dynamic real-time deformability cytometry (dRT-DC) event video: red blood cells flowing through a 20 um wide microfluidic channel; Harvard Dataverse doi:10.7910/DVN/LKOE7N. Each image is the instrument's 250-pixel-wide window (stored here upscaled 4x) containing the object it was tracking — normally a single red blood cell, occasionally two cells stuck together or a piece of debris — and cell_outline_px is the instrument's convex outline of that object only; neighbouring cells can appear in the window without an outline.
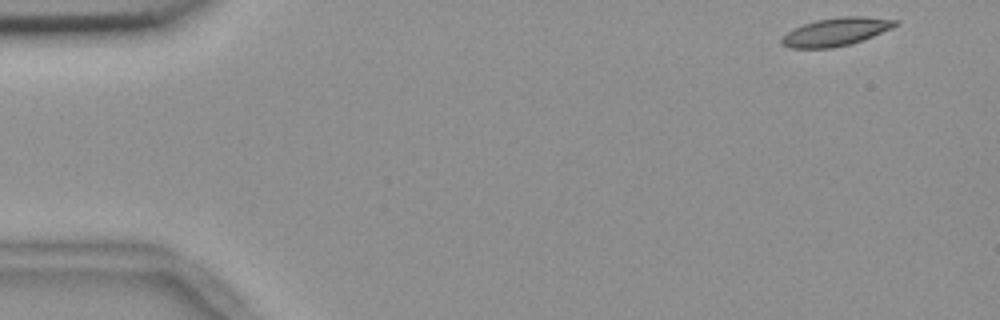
{"species": "common noctule bat (a hibernating species)", "species_latin": "Nyctalus noctula", "temperature_condition": "room temperature", "stored_images_in_passage": 52, "camera_frame_rate_fps": 3000, "um_per_image_px": 0.085, "animal": {"sex": "female", "body_mass_g": 18.4}, "frame": {"image": 1, "passage_image": 1, "time_ms": 0.0, "image_size_px": [1000, 320], "cell_outline_px": [[900, 24], [892, 28], [852, 44], [832, 48], [788, 48], [780, 44], [780, 40], [788, 32], [804, 24], [816, 20], [840, 16], [864, 16], [900, 20]], "centroid_in_image_um": [71.09, 2.7], "position_along_channel_um": 13.9, "area_um2": 18.67}}
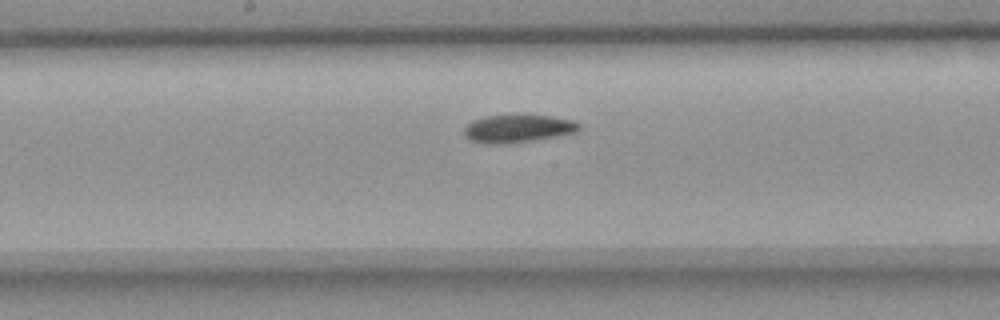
{"frame": {"image": 2, "passage_image": 26, "time_ms": 8.333, "image_size_px": [1000, 320], "cell_outline_px": [[580, 128], [576, 132], [556, 136], [532, 140], [504, 144], [488, 144], [472, 140], [464, 136], [464, 128], [472, 120], [484, 116], [552, 116], [572, 120], [580, 124]], "centroid_in_image_um": [44.0, 10.94], "position_along_channel_um": 204.2, "area_um2": 18.32}}
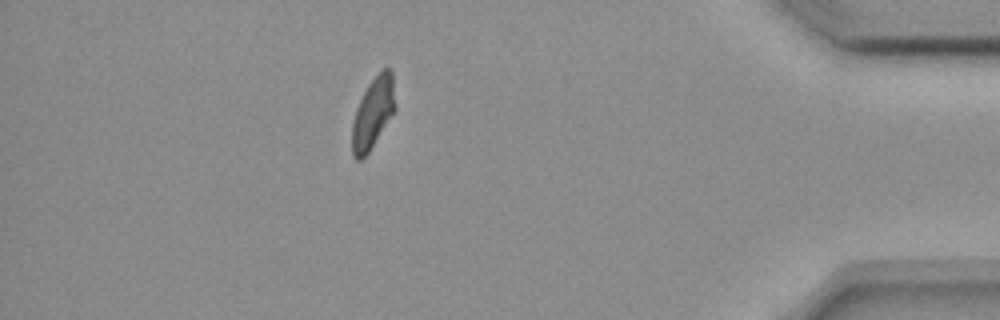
{"frame": {"image": 3, "passage_image": 46, "time_ms": 15.0, "image_size_px": [1000, 320], "cell_outline_px": [[396, 108], [368, 152], [360, 160], [356, 160], [352, 156], [352, 124], [356, 108], [368, 84], [384, 68], [388, 68], [392, 72], [396, 104]], "centroid_in_image_um": [31.7, 9.6], "position_along_channel_um": 403.5, "area_um2": 17.51}, "authors_computed_cell_mechanics": {"area_um2": 18.5827, "velocity_mm_per_s": 3.6559, "shape_relaxation_time_tau1_ms": null, "shape_relaxation_time_tau2_ms": 10.2198, "deformation_change_tau1": null, "deformation_change_tau2": 0.1605}}